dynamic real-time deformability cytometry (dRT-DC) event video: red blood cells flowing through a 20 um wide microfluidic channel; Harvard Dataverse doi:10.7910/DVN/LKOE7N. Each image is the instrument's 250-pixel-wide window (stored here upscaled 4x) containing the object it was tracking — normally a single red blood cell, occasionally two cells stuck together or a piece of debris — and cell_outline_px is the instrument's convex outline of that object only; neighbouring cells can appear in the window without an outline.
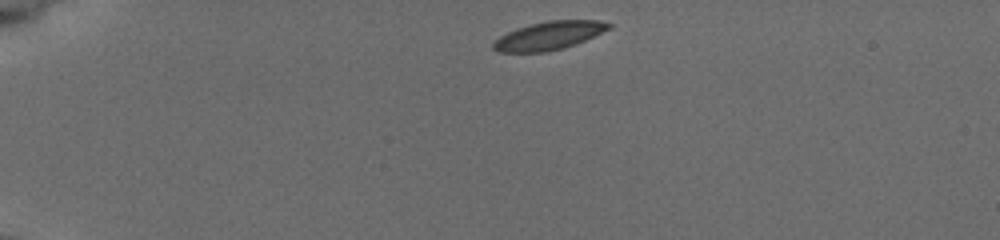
{"species": "common noctule bat (a hibernating species)", "species_latin": "Nyctalus noctula", "temperature_condition": "cold", "stored_images_in_passage": 44, "camera_frame_rate_fps": 3000, "um_per_image_px": 0.085, "animal": {"sex": "female", "body_mass_g": 19.5, "forearm_length_mm": 54.1}, "frame": {"image": 1, "passage_image": 1, "time_ms": 0.0, "image_size_px": [1000, 240], "cell_outline_px": [[612, 28], [584, 40], [564, 48], [544, 52], [500, 52], [492, 48], [492, 44], [500, 36], [516, 28], [548, 20], [596, 20], [612, 24]], "centroid_in_image_um": [46.66, 3.03], "position_along_channel_um": 38.3, "area_um2": 18.84}}
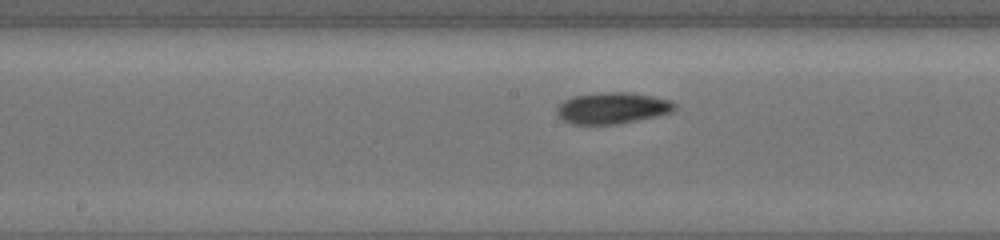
{"frame": {"image": 2, "passage_image": 19, "time_ms": 6.0, "image_size_px": [1000, 240], "cell_outline_px": [[676, 108], [672, 112], [656, 116], [616, 124], [572, 124], [564, 120], [556, 112], [556, 108], [564, 100], [572, 96], [600, 92], [632, 92], [672, 100], [676, 104]], "centroid_in_image_um": [52.07, 9.17], "position_along_channel_um": 196.1, "area_um2": 21.56}}
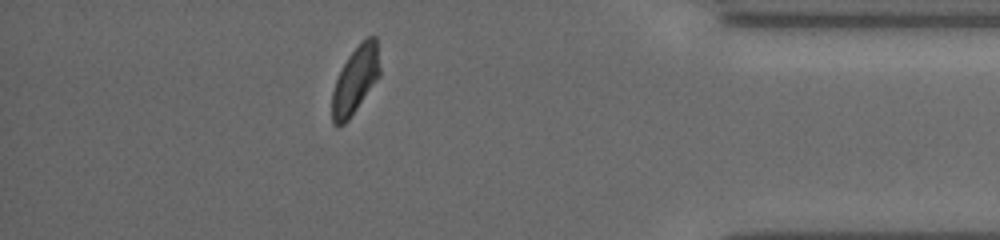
{"frame": {"image": 3, "passage_image": 38, "time_ms": 12.333, "image_size_px": [1000, 240], "cell_outline_px": [[380, 76], [348, 120], [344, 124], [336, 128], [332, 124], [332, 92], [336, 80], [348, 56], [368, 36], [376, 36], [380, 68]], "centroid_in_image_um": [30.2, 6.85], "position_along_channel_um": 405.0, "area_um2": 18.5}, "authors_computed_cell_mechanics": {"area_um2": 20.2589, "velocity_mm_per_s": 3.7362, "shape_relaxation_time_tau1_ms": 3.6282, "shape_relaxation_time_tau2_ms": 8.8326, "deformation_change_tau1": 0.1281, "deformation_change_tau2": 0.1254}}